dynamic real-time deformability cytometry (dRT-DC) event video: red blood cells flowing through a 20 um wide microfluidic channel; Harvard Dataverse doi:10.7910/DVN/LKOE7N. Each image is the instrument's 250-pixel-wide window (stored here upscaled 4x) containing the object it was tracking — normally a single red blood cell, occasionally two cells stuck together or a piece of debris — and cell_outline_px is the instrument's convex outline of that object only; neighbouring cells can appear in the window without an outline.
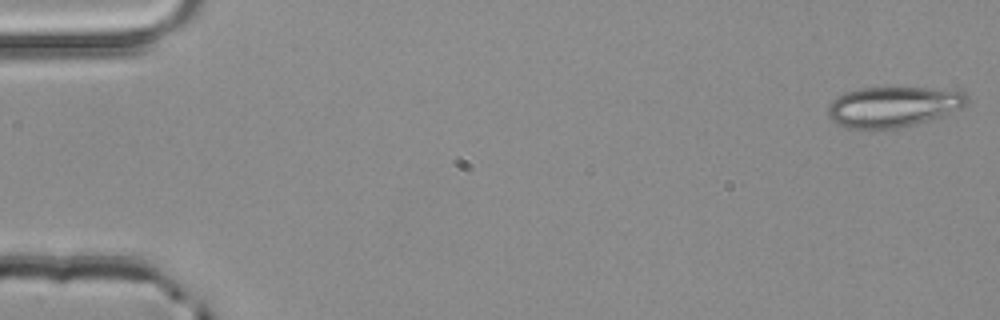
{"species": "common noctule bat (a hibernating species)", "species_latin": "Nyctalus noctula", "temperature_condition": "room temperature", "stored_images_in_passage": 4, "camera_frame_rate_fps": 3000, "um_per_image_px": 0.085, "animal": {"sex": "male", "body_mass_g": 20.4}, "frame": {"image": 1, "passage_image": 1, "time_ms": 0.0, "image_size_px": [1000, 320], "cell_outline_px": [[968, 100], [960, 108], [940, 116], [928, 120], [900, 128], [848, 128], [836, 124], [828, 116], [828, 108], [832, 100], [844, 92], [860, 88], [924, 88], [964, 92]], "centroid_in_image_um": [75.85, 9.07], "position_along_channel_um": 9.2, "area_um2": 32.25}}
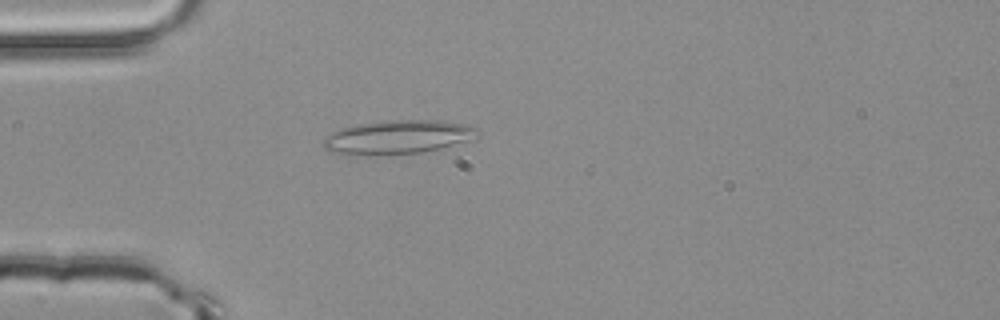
{"frame": {"image": 2, "passage_image": 4, "time_ms": 1.0, "image_size_px": [1000, 320], "cell_outline_px": [[480, 132], [464, 140], [440, 148], [420, 152], [348, 156], [328, 152], [324, 148], [324, 136], [340, 128], [356, 124], [384, 120], [440, 120], [468, 124], [480, 128]], "centroid_in_image_um": [33.71, 11.64], "position_along_channel_um": 51.3, "area_um2": 30.4}}